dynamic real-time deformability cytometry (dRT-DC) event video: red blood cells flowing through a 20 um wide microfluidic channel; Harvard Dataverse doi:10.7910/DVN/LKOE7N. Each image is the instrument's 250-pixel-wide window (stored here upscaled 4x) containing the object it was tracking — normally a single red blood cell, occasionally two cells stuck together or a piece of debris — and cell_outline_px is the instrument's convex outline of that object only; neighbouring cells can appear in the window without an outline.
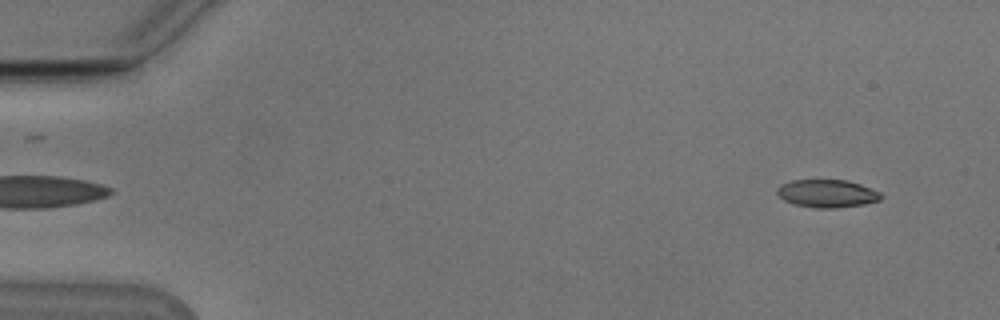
{"species": "Egyptian fruit bat (a non-hibernating species)", "species_latin": "Rousettus aegyptiacus", "temperature_condition": "cold", "stored_images_in_passage": 14, "camera_frame_rate_fps": 3000, "um_per_image_px": 0.085, "animal": {"sex": "male"}, "frame": {"image": 1, "passage_image": 3, "time_ms": 0.667, "image_size_px": [1000, 320], "cell_outline_px": [[884, 196], [880, 200], [864, 204], [832, 208], [816, 208], [796, 204], [784, 200], [776, 192], [776, 188], [780, 184], [792, 180], [848, 180], [860, 184], [880, 192]], "centroid_in_image_um": [70.31, 16.44], "position_along_channel_um": 14.7, "area_um2": 16.82}}